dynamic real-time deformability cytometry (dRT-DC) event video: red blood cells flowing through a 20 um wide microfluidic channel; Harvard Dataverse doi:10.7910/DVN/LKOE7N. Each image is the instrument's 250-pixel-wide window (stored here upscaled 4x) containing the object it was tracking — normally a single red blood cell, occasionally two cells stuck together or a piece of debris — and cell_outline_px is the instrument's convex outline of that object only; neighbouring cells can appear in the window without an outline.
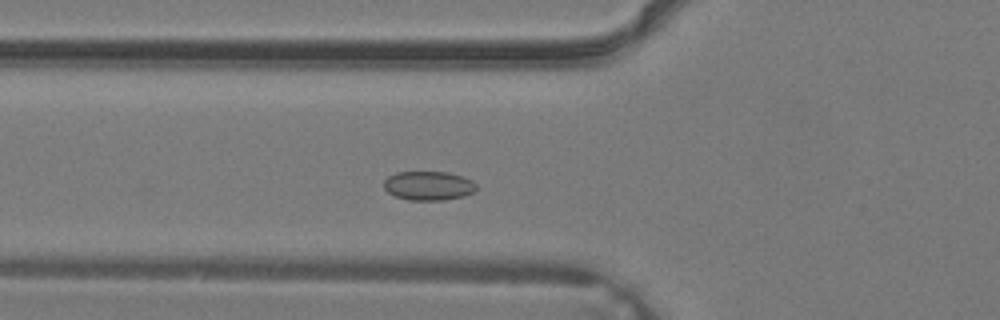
{"species": "common noctule bat (a hibernating species)", "species_latin": "Nyctalus noctula", "temperature_condition": "warm", "stored_images_in_passage": 33, "camera_frame_rate_fps": 3000, "um_per_image_px": 0.085, "animal": {"sex": "male", "body_mass_g": 19.2, "forearm_length_mm": 51.8}, "frame": {"image": 1, "passage_image": 8, "time_ms": 2.333, "image_size_px": [1000, 320], "cell_outline_px": [[476, 188], [472, 192], [464, 196], [444, 200], [408, 200], [396, 196], [388, 192], [384, 188], [384, 180], [388, 176], [396, 172], [448, 172], [472, 180], [476, 184]], "centroid_in_image_um": [36.4, 15.78], "position_along_channel_um": 89.4, "area_um2": 15.61}}
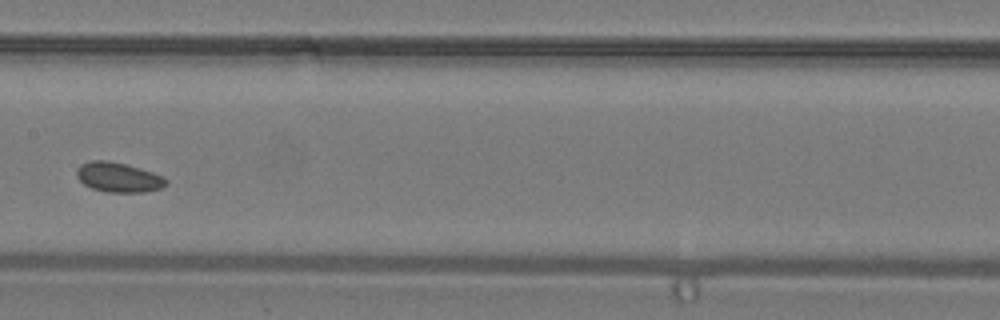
{"frame": {"image": 2, "passage_image": 14, "time_ms": 4.333, "image_size_px": [1000, 320], "cell_outline_px": [[168, 184], [160, 188], [144, 192], [108, 192], [92, 188], [84, 184], [76, 176], [76, 168], [80, 164], [92, 160], [108, 160], [128, 164], [164, 176], [168, 180]], "centroid_in_image_um": [10.07, 15.05], "position_along_channel_um": 197.3, "area_um2": 15.66}}
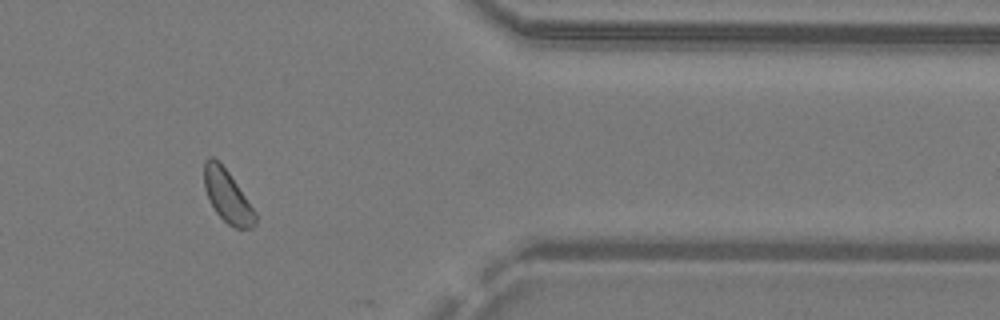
{"frame": {"image": 3, "passage_image": 26, "time_ms": 8.333, "image_size_px": [1000, 320], "cell_outline_px": [[256, 224], [252, 228], [236, 228], [228, 224], [216, 212], [204, 188], [204, 160], [208, 156], [212, 156], [228, 172], [256, 212]], "centroid_in_image_um": [19.32, 16.68], "position_along_channel_um": 392.1, "area_um2": 15.32}}